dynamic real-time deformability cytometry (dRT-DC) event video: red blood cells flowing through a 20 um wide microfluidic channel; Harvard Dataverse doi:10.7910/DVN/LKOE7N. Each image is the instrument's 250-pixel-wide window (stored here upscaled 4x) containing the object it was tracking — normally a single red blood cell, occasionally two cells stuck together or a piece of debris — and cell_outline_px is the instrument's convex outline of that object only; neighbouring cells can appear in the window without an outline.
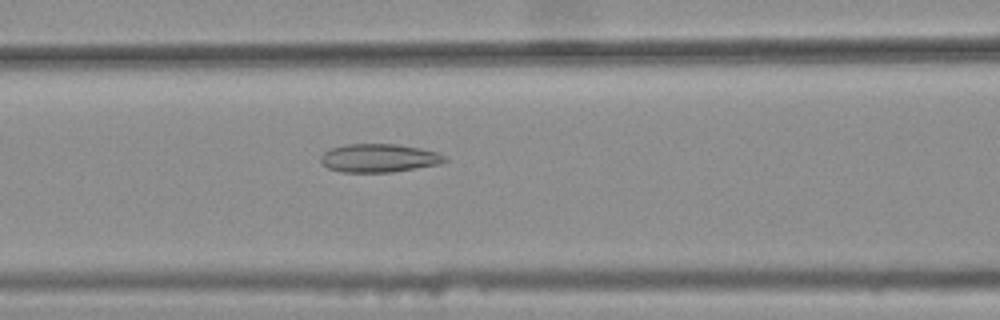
{"species": "common noctule bat (a hibernating species)", "species_latin": "Nyctalus noctula", "temperature_condition": "warm", "stored_images_in_passage": 46, "camera_frame_rate_fps": 3000, "um_per_image_px": 0.085, "animal": {"sex": "female", "body_mass_g": 25.1}, "frame": {"image": 1, "passage_image": 21, "time_ms": 6.667, "image_size_px": [1000, 320], "cell_outline_px": [[448, 160], [440, 164], [392, 172], [344, 172], [328, 168], [320, 160], [320, 156], [324, 152], [332, 148], [348, 144], [396, 144], [420, 148], [436, 152], [448, 156]], "centroid_in_image_um": [32.25, 13.43], "position_along_channel_um": 134.3, "area_um2": 20.46}}
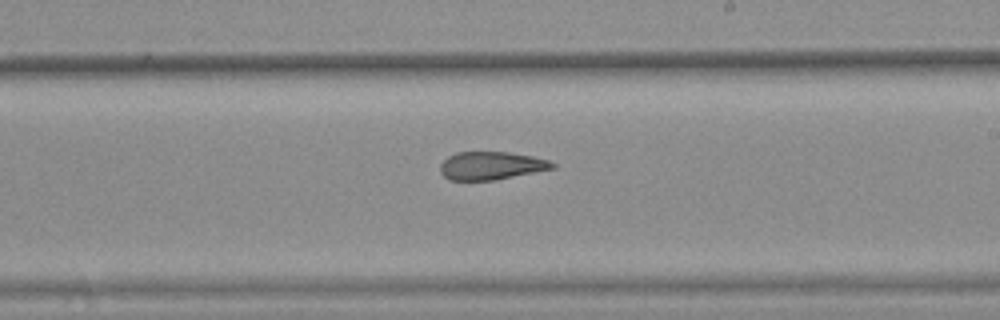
{"frame": {"image": 2, "passage_image": 30, "time_ms": 9.667, "image_size_px": [1000, 320], "cell_outline_px": [[556, 168], [496, 180], [448, 180], [440, 172], [440, 164], [448, 156], [456, 152], [508, 152], [532, 156], [548, 160], [556, 164]], "centroid_in_image_um": [41.75, 14.08], "position_along_channel_um": 247.2, "area_um2": 18.44}}
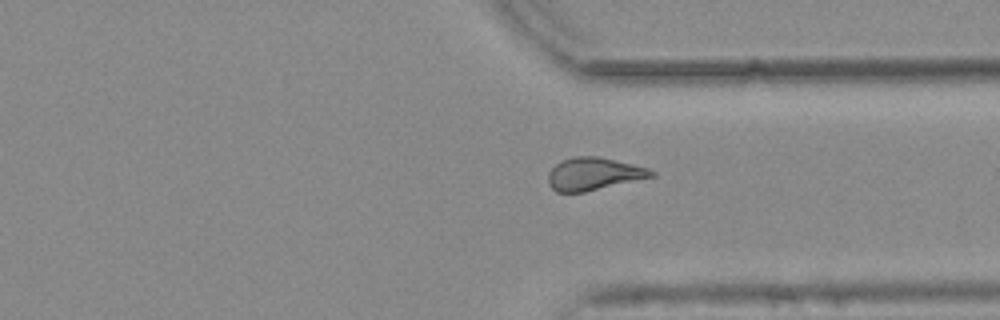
{"frame": {"image": 3, "passage_image": 39, "time_ms": 12.667, "image_size_px": [1000, 320], "cell_outline_px": [[656, 176], [584, 192], [556, 192], [548, 184], [548, 172], [556, 164], [572, 156], [596, 156], [632, 164], [648, 168], [656, 172]], "centroid_in_image_um": [50.46, 14.78], "position_along_channel_um": 360.9, "area_um2": 19.54}, "authors_computed_cell_mechanics": {"area_um2": 20.1144, "velocity_mm_per_s": 3.7707, "shape_relaxation_time_tau1_ms": null, "shape_relaxation_time_tau2_ms": 3.447, "deformation_change_tau1": null, "deformation_change_tau2": 0.128}}